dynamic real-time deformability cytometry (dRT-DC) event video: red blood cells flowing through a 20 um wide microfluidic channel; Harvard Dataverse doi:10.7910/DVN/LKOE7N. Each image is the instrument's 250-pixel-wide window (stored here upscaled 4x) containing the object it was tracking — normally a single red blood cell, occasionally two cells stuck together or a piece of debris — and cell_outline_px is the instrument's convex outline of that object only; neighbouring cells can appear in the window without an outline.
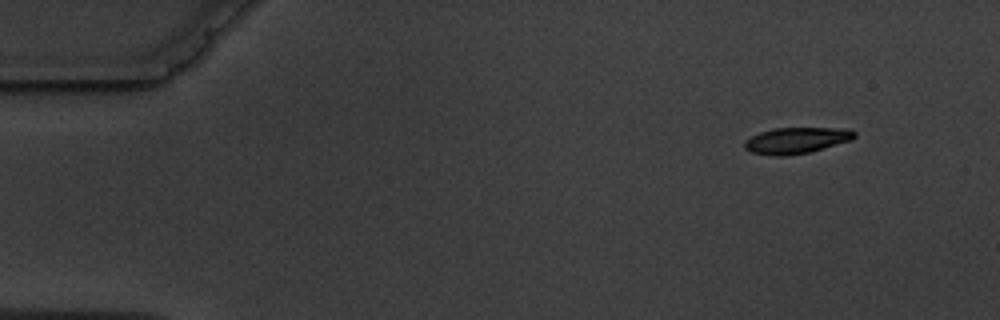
{"species": "common noctule bat (a hibernating species)", "species_latin": "Nyctalus noctula", "temperature_condition": "warm", "stored_images_in_passage": 4, "camera_frame_rate_fps": 3000, "um_per_image_px": 0.085, "animal": {"sex": "male", "body_mass_g": 19.5, "forearm_length_mm": 54.6}, "frame": {"image": 1, "passage_image": 1, "time_ms": 0.0, "image_size_px": [1000, 320], "cell_outline_px": [[856, 136], [852, 140], [812, 152], [784, 156], [772, 156], [752, 152], [744, 148], [744, 140], [760, 132], [772, 128], [848, 128], [856, 132]], "centroid_in_image_um": [67.71, 11.94], "position_along_channel_um": 17.3, "area_um2": 16.99}}
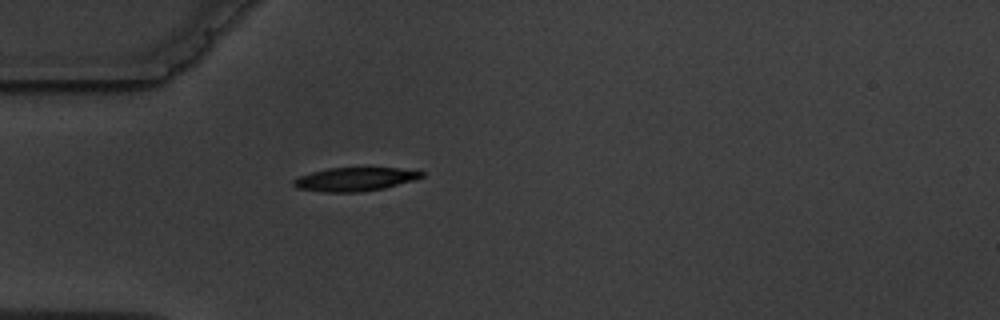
{"frame": {"image": 2, "passage_image": 4, "time_ms": 3.667, "image_size_px": [1000, 320], "cell_outline_px": [[424, 176], [412, 180], [384, 188], [360, 192], [324, 192], [296, 188], [292, 184], [292, 180], [300, 176], [312, 172], [328, 168], [396, 168], [424, 172]], "centroid_in_image_um": [30.11, 15.24], "position_along_channel_um": 54.9, "area_um2": 17.4}}